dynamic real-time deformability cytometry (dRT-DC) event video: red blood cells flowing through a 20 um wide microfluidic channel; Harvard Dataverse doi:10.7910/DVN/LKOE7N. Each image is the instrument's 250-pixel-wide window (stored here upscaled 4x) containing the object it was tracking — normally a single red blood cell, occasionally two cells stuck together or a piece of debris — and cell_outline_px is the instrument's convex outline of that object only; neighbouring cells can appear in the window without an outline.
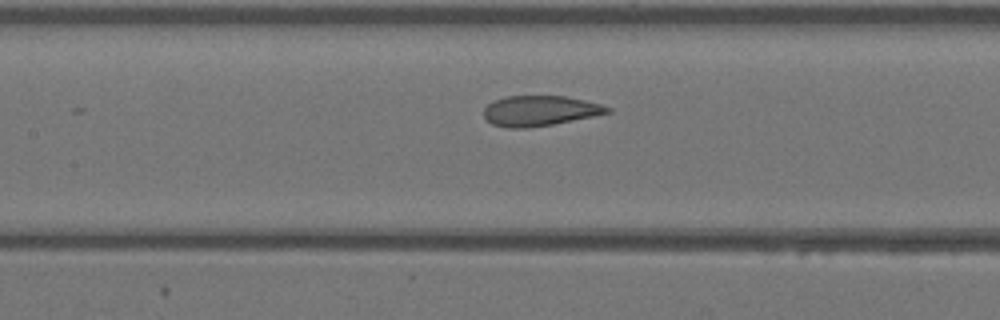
{"species": "Egyptian fruit bat (a non-hibernating species)", "species_latin": "Rousettus aegyptiacus", "temperature_condition": "warm", "stored_images_in_passage": 12, "camera_frame_rate_fps": 3000, "um_per_image_px": 0.085, "animal": {"sex": "female"}, "frame": {"image": 1, "passage_image": 10, "time_ms": 3.0, "image_size_px": [1000, 320], "cell_outline_px": [[612, 112], [552, 124], [528, 128], [508, 128], [492, 124], [484, 116], [484, 108], [492, 100], [504, 96], [564, 96], [584, 100], [600, 104], [612, 108]], "centroid_in_image_um": [45.85, 9.41], "position_along_channel_um": 161.5, "area_um2": 21.73}}